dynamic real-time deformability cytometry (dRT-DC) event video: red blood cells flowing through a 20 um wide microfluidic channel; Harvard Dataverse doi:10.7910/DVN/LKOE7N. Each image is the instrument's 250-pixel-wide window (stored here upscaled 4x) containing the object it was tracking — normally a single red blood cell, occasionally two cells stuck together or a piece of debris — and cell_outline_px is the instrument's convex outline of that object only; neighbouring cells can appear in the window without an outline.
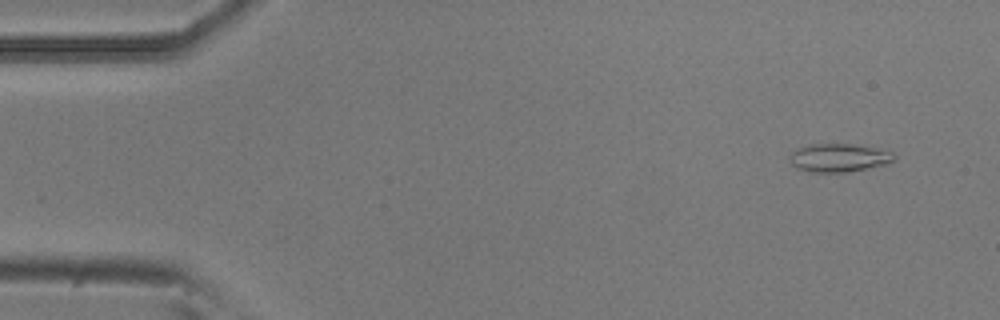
{"species": "common noctule bat (a hibernating species)", "species_latin": "Nyctalus noctula", "temperature_condition": "room temperature", "stored_images_in_passage": 37, "camera_frame_rate_fps": 3000, "um_per_image_px": 0.085, "animal": {"sex": "male", "body_mass_g": 20.5, "forearm_length_mm": 52.5}, "frame": {"image": 1, "passage_image": 1, "time_ms": 0.0, "image_size_px": [1000, 320], "cell_outline_px": [[896, 156], [888, 164], [848, 172], [812, 172], [796, 168], [788, 160], [788, 156], [796, 148], [808, 144], [852, 144], [880, 148], [892, 152]], "centroid_in_image_um": [71.28, 13.4], "position_along_channel_um": 13.7, "area_um2": 17.46}}
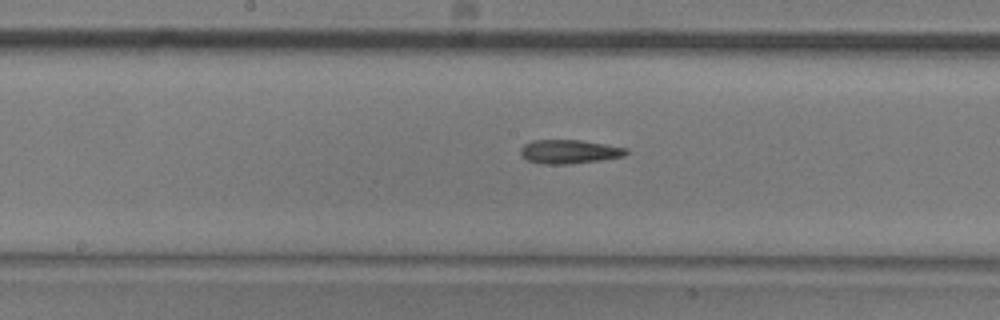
{"frame": {"image": 2, "passage_image": 24, "time_ms": 7.667, "image_size_px": [1000, 320], "cell_outline_px": [[628, 152], [624, 156], [600, 160], [568, 164], [544, 164], [528, 160], [520, 152], [520, 148], [524, 144], [532, 140], [580, 140], [628, 148]], "centroid_in_image_um": [48.39, 12.88], "position_along_channel_um": 199.8, "area_um2": 14.57}}
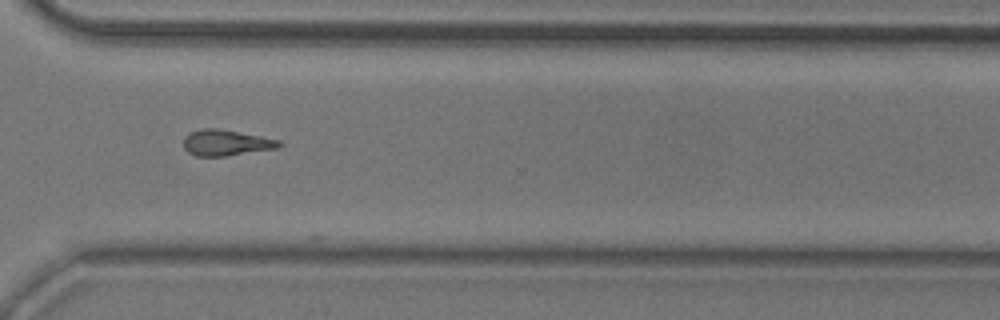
{"frame": {"image": 3, "passage_image": 36, "time_ms": 11.667, "image_size_px": [1000, 320], "cell_outline_px": [[284, 144], [280, 148], [224, 156], [196, 156], [188, 152], [184, 148], [184, 136], [200, 128], [220, 128], [280, 140]], "centroid_in_image_um": [19.24, 12.13], "position_along_channel_um": 351.4, "area_um2": 14.57}}